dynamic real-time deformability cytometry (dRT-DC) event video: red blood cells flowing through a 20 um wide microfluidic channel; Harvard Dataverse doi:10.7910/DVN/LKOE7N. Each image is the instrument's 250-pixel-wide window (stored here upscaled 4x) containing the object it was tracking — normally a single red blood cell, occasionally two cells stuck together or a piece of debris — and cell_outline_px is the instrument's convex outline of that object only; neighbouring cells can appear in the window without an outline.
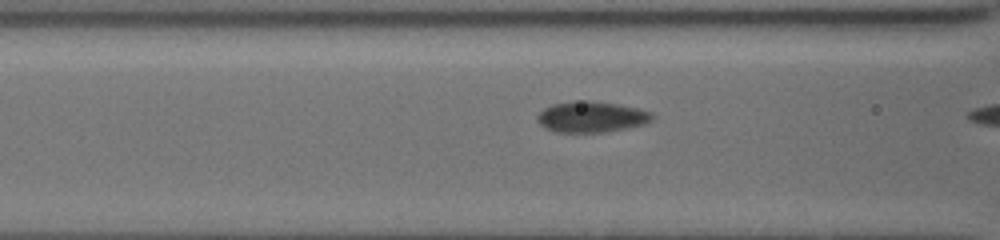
{"species": "common noctule bat (a hibernating species)", "species_latin": "Nyctalus noctula", "temperature_condition": "cold", "stored_images_in_passage": 14, "camera_frame_rate_fps": 3000, "um_per_image_px": 0.085, "animal": {"sex": "female", "body_mass_g": 19.5, "forearm_length_mm": 54.1}, "frame": {"image": 1, "passage_image": 13, "time_ms": 3.333, "image_size_px": [1000, 240], "cell_outline_px": [[652, 120], [644, 124], [628, 128], [600, 132], [556, 132], [544, 128], [536, 120], [536, 116], [544, 108], [552, 104], [588, 100], [616, 104], [636, 108], [652, 112]], "centroid_in_image_um": [50.24, 9.94], "position_along_channel_um": 116.4, "area_um2": 20.52}}